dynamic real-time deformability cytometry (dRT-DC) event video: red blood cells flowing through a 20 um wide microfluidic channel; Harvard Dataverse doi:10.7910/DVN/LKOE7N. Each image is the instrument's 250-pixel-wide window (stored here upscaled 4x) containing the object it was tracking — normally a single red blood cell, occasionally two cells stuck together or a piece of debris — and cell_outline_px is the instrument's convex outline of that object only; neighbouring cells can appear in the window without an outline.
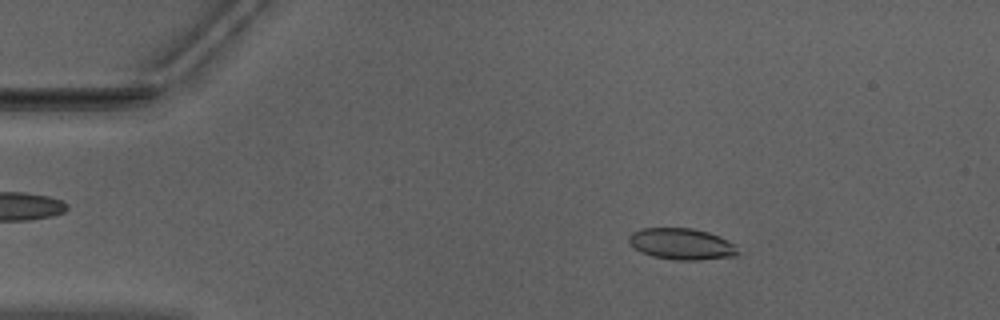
{"species": "Egyptian fruit bat (a non-hibernating species)", "species_latin": "Rousettus aegyptiacus", "temperature_condition": "warm", "stored_images_in_passage": 51, "camera_frame_rate_fps": 3000, "um_per_image_px": 0.085, "animal": {"sex": "male"}, "frame": {"image": 1, "passage_image": 8, "time_ms": 2.333, "image_size_px": [1000, 320], "cell_outline_px": [[740, 252], [736, 256], [700, 260], [676, 260], [652, 256], [640, 252], [628, 240], [628, 236], [632, 232], [640, 228], [692, 228], [708, 232], [720, 236], [736, 244]], "centroid_in_image_um": [57.98, 20.74], "position_along_channel_um": 27.0, "area_um2": 20.11}}
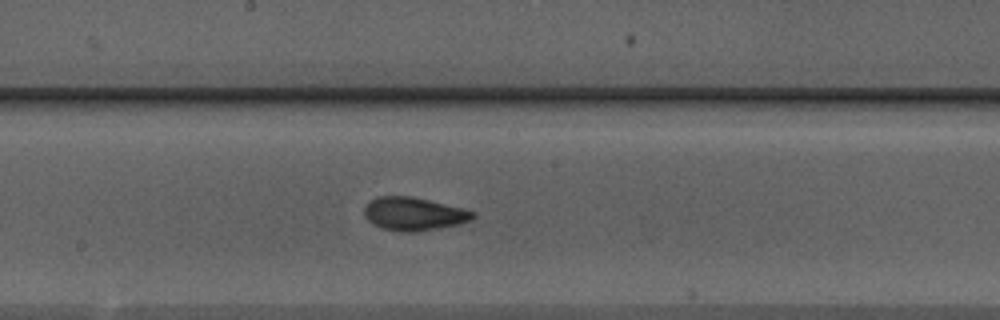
{"frame": {"image": 2, "passage_image": 27, "time_ms": 8.667, "image_size_px": [1000, 320], "cell_outline_px": [[476, 216], [472, 220], [460, 224], [416, 232], [404, 232], [380, 228], [372, 224], [364, 216], [364, 208], [372, 200], [380, 196], [408, 196], [428, 200], [464, 208], [476, 212]], "centroid_in_image_um": [35.2, 18.19], "position_along_channel_um": 213.0, "area_um2": 21.04}}
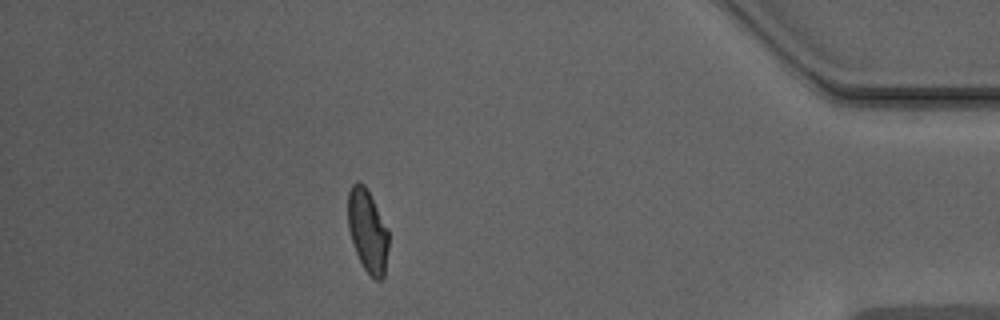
{"frame": {"image": 3, "passage_image": 45, "time_ms": 14.667, "image_size_px": [1000, 320], "cell_outline_px": [[388, 248], [384, 276], [380, 280], [376, 280], [364, 268], [356, 252], [348, 228], [348, 192], [352, 184], [356, 180], [360, 180], [364, 184], [388, 228]], "centroid_in_image_um": [31.24, 19.59], "position_along_channel_um": 404.0, "area_um2": 19.48}, "authors_computed_cell_mechanics": {"area_um2": 19.9988, "velocity_mm_per_s": 3.9722, "shape_relaxation_time_tau1_ms": 5.8688, "shape_relaxation_time_tau2_ms": 1.7086, "deformation_change_tau1": 0.1682, "deformation_change_tau2": 0.0734}}